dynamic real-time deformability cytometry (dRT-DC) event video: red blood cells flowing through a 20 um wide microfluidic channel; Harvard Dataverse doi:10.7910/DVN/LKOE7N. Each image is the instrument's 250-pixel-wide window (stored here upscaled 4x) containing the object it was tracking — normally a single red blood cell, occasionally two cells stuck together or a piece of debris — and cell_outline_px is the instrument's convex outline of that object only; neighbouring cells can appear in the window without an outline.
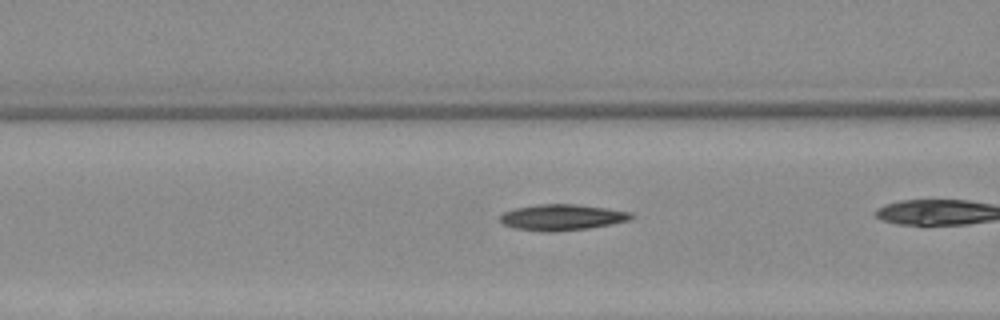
{"species": "Egyptian fruit bat (a non-hibernating species)", "species_latin": "Rousettus aegyptiacus", "temperature_condition": "warm", "stored_images_in_passage": 38, "camera_frame_rate_fps": 3000, "um_per_image_px": 0.085, "animal": {"sex": "female"}, "frame": {"image": 1, "passage_image": 18, "time_ms": 5.667, "image_size_px": [1000, 320], "cell_outline_px": [[636, 216], [628, 220], [588, 228], [552, 232], [544, 232], [516, 228], [504, 224], [500, 220], [500, 216], [504, 212], [516, 208], [540, 204], [576, 204], [608, 208], [632, 212]], "centroid_in_image_um": [47.79, 18.46], "position_along_channel_um": 118.8, "area_um2": 19.71}}
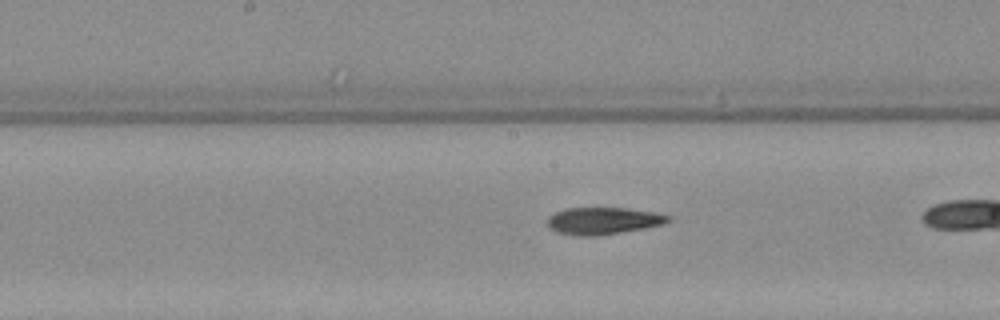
{"frame": {"image": 2, "passage_image": 24, "time_ms": 7.667, "image_size_px": [1000, 320], "cell_outline_px": [[672, 220], [660, 224], [644, 228], [596, 236], [580, 236], [556, 232], [548, 224], [548, 216], [564, 208], [628, 208], [656, 212], [672, 216]], "centroid_in_image_um": [51.28, 18.76], "position_along_channel_um": 196.9, "area_um2": 18.96}}
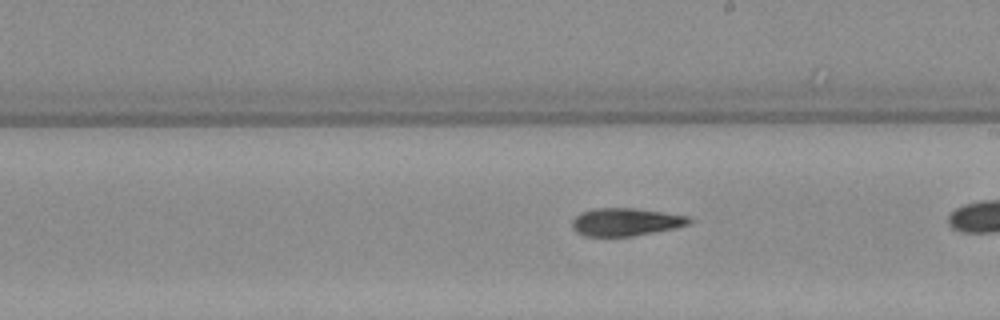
{"frame": {"image": 3, "passage_image": 27, "time_ms": 8.667, "image_size_px": [1000, 320], "cell_outline_px": [[692, 220], [688, 224], [676, 228], [632, 236], [584, 236], [576, 232], [572, 224], [572, 220], [580, 212], [592, 208], [636, 208], [688, 216]], "centroid_in_image_um": [53.16, 18.86], "position_along_channel_um": 235.8, "area_um2": 18.96}}